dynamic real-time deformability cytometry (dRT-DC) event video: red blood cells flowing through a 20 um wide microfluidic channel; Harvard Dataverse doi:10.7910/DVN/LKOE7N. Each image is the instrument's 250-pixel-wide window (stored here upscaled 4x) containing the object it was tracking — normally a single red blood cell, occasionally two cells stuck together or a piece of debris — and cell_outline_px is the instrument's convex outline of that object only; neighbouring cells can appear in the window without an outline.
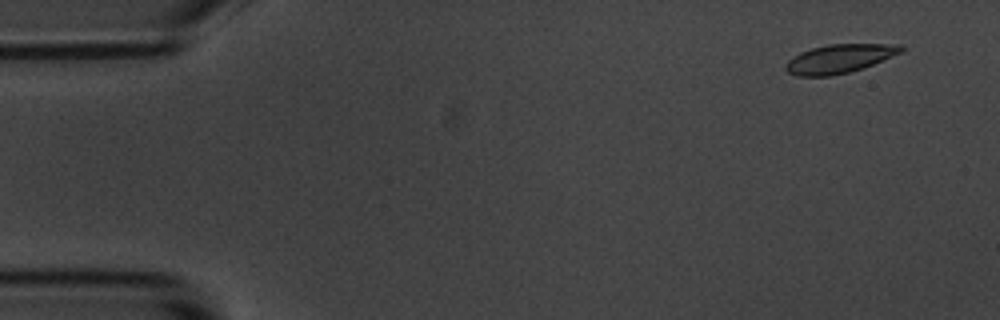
{"species": "common noctule bat (a hibernating species)", "species_latin": "Nyctalus noctula", "temperature_condition": "room temperature", "stored_images_in_passage": 5, "camera_frame_rate_fps": 3000, "um_per_image_px": 0.085, "animal": {"sex": "male", "body_mass_g": 20.1, "forearm_length_mm": 53.5}, "frame": {"image": 1, "passage_image": 1, "time_ms": 0.0, "image_size_px": [1000, 320], "cell_outline_px": [[908, 48], [900, 52], [864, 68], [848, 72], [828, 76], [796, 76], [788, 72], [784, 68], [784, 64], [792, 56], [800, 52], [812, 48], [828, 44], [900, 44]], "centroid_in_image_um": [71.32, 4.98], "position_along_channel_um": 13.7, "area_um2": 19.36}}
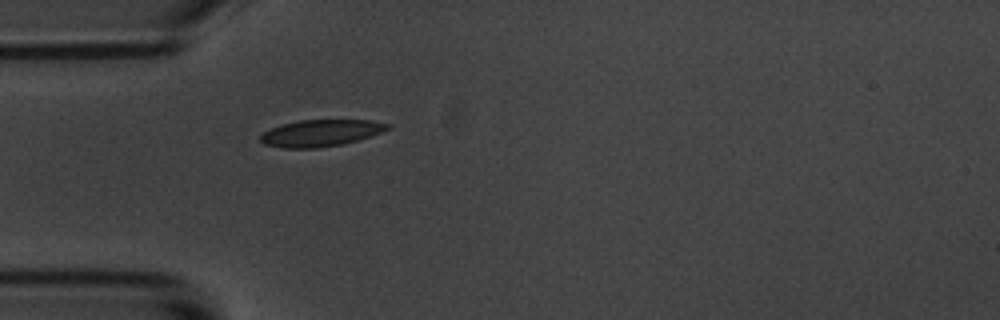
{"frame": {"image": 2, "passage_image": 5, "time_ms": 4.333, "image_size_px": [1000, 320], "cell_outline_px": [[392, 128], [356, 140], [340, 144], [316, 148], [284, 148], [264, 144], [260, 140], [260, 136], [264, 132], [272, 128], [284, 124], [300, 120], [368, 120], [392, 124]], "centroid_in_image_um": [27.27, 11.3], "position_along_channel_um": 57.7, "area_um2": 19.48}}